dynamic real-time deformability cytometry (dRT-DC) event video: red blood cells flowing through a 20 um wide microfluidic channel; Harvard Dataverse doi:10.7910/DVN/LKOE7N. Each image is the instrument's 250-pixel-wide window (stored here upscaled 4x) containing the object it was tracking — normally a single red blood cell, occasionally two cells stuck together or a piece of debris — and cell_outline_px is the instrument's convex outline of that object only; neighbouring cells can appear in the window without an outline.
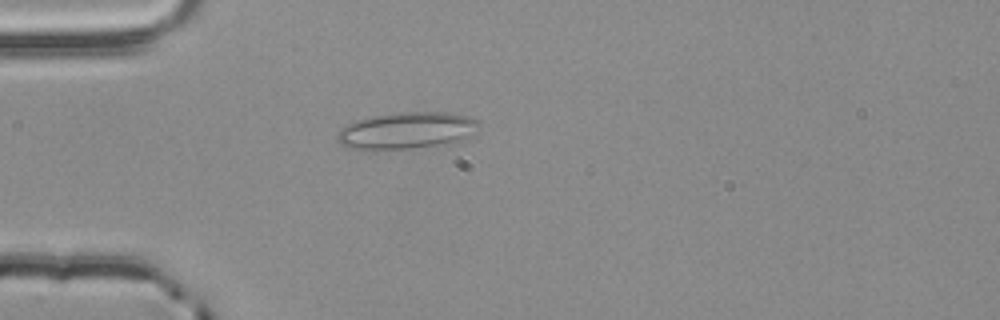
{"species": "common noctule bat (a hibernating species)", "species_latin": "Nyctalus noctula", "temperature_condition": "room temperature", "stored_images_in_passage": 42, "camera_frame_rate_fps": 3000, "um_per_image_px": 0.085, "animal": {"sex": "male", "body_mass_g": 20.4}, "frame": {"image": 1, "passage_image": 3, "time_ms": 0.667, "image_size_px": [1000, 320], "cell_outline_px": [[480, 128], [476, 132], [452, 144], [412, 148], [348, 148], [340, 144], [336, 140], [336, 136], [340, 128], [356, 120], [368, 116], [396, 112], [448, 112], [468, 116], [480, 120]], "centroid_in_image_um": [34.61, 11.07], "position_along_channel_um": 50.4, "area_um2": 30.63}}
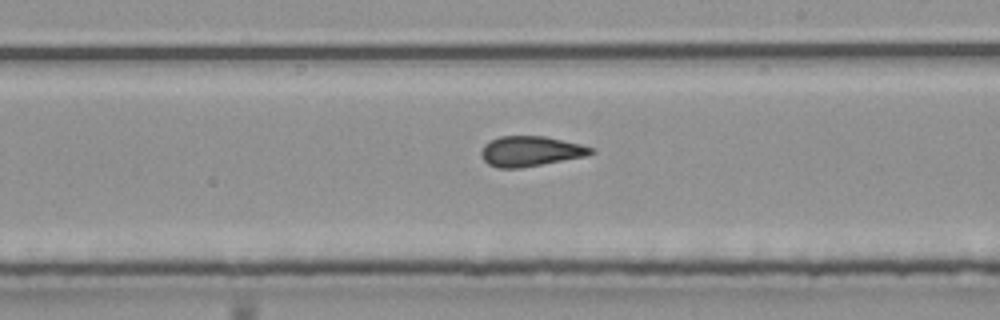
{"frame": {"image": 2, "passage_image": 19, "time_ms": 6.0, "image_size_px": [1000, 320], "cell_outline_px": [[596, 152], [588, 156], [520, 168], [496, 168], [488, 164], [484, 160], [480, 152], [484, 144], [488, 140], [500, 136], [544, 136], [580, 144], [596, 148]], "centroid_in_image_um": [45.11, 12.85], "position_along_channel_um": 243.9, "area_um2": 19.54}}
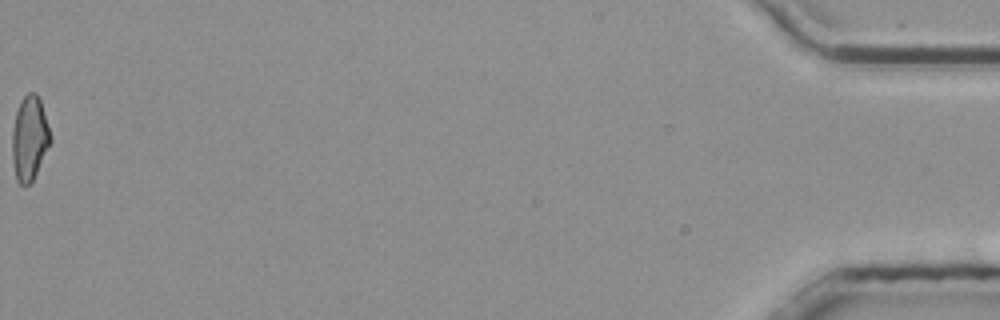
{"frame": {"image": 3, "passage_image": 42, "time_ms": 13.667, "image_size_px": [1000, 320], "cell_outline_px": [[52, 140], [32, 180], [28, 184], [20, 184], [16, 180], [12, 164], [12, 128], [16, 112], [20, 100], [28, 92], [36, 92], [40, 100], [52, 136]], "centroid_in_image_um": [2.5, 11.73], "position_along_channel_um": 432.7, "area_um2": 18.84}, "authors_computed_cell_mechanics": {"area_um2": 19.4497, "velocity_mm_per_s": 3.8645, "shape_relaxation_time_tau1_ms": null, "shape_relaxation_time_tau2_ms": 1.8203, "deformation_change_tau1": null, "deformation_change_tau2": 0.0952}}